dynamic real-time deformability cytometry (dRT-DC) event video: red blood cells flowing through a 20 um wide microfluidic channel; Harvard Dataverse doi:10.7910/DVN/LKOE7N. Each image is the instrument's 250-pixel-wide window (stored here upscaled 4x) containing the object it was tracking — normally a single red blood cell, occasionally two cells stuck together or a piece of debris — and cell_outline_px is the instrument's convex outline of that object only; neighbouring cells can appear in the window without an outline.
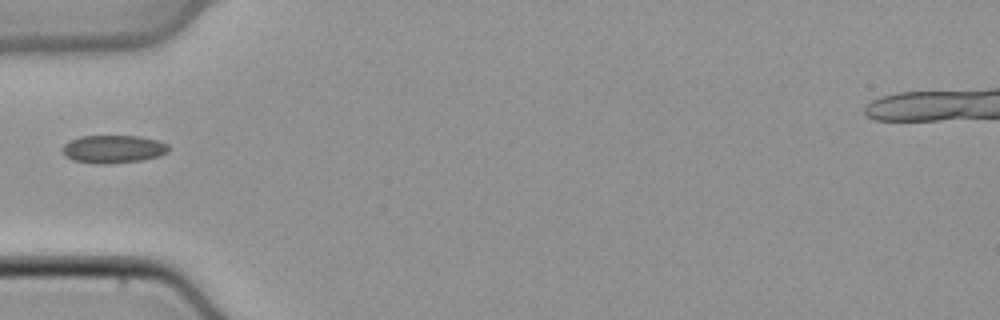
{"species": "common noctule bat (a hibernating species)", "species_latin": "Nyctalus noctula", "temperature_condition": "cold", "stored_images_in_passage": 3, "camera_frame_rate_fps": 3000, "um_per_image_px": 0.085, "animal": {"sex": "male", "body_mass_g": 21.5, "forearm_length_mm": 52.0}, "frame": {"image": 1, "passage_image": 1, "time_ms": 0.0, "image_size_px": [1000, 320], "cell_outline_px": [[168, 152], [160, 156], [144, 160], [112, 164], [96, 164], [72, 160], [64, 156], [60, 148], [64, 144], [80, 136], [140, 136], [156, 140], [168, 144]], "centroid_in_image_um": [9.61, 12.69], "position_along_channel_um": 75.4, "area_um2": 17.57}}